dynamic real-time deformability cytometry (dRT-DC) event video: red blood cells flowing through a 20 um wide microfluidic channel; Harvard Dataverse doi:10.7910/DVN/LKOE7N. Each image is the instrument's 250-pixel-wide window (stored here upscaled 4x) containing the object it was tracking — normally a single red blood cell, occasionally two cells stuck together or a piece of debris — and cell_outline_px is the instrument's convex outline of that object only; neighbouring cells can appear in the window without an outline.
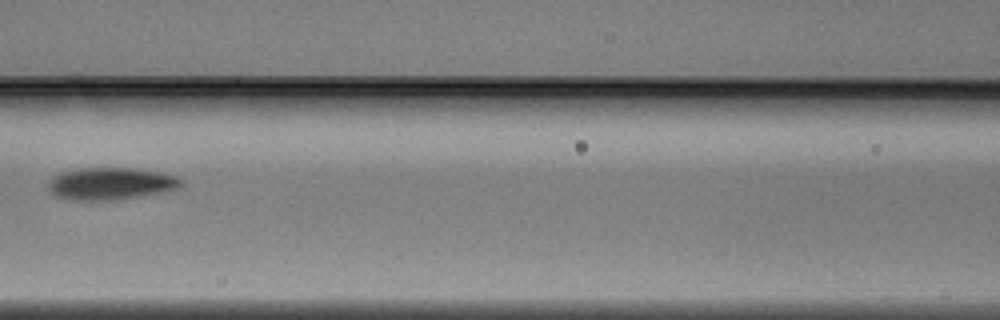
{"species": "Egyptian fruit bat (a non-hibernating species)", "species_latin": "Rousettus aegyptiacus", "temperature_condition": "warm", "stored_images_in_passage": 4, "camera_frame_rate_fps": 3000, "um_per_image_px": 0.085, "animal": {"sex": "male"}, "frame": {"image": 1, "passage_image": 3, "time_ms": 0.667, "image_size_px": [1000, 320], "cell_outline_px": [[180, 184], [176, 188], [136, 196], [112, 200], [72, 200], [56, 196], [48, 188], [48, 184], [52, 176], [60, 172], [80, 168], [128, 168], [160, 172], [176, 176], [180, 180]], "centroid_in_image_um": [9.3, 15.59], "position_along_channel_um": 157.3, "area_um2": 24.33}}
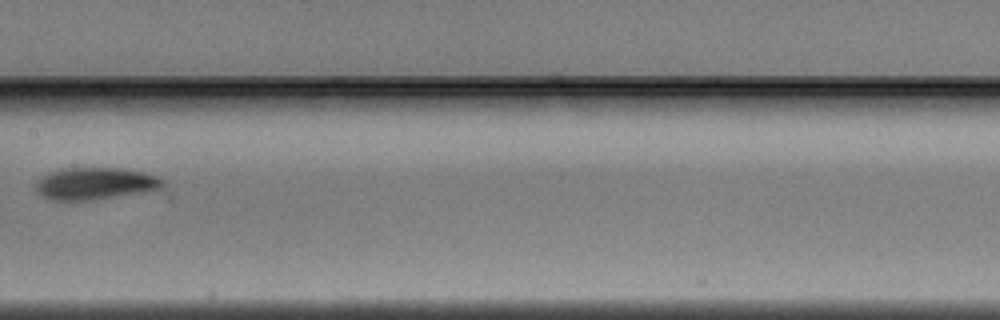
{"frame": {"image": 2, "passage_image": 4, "time_ms": 1.0, "image_size_px": [1000, 320], "cell_outline_px": [[164, 184], [160, 188], [92, 200], [56, 200], [44, 196], [36, 188], [36, 184], [48, 172], [64, 168], [124, 168], [144, 172], [156, 176], [164, 180]], "centroid_in_image_um": [8.1, 15.58], "position_along_channel_um": 199.3, "area_um2": 23.12}}